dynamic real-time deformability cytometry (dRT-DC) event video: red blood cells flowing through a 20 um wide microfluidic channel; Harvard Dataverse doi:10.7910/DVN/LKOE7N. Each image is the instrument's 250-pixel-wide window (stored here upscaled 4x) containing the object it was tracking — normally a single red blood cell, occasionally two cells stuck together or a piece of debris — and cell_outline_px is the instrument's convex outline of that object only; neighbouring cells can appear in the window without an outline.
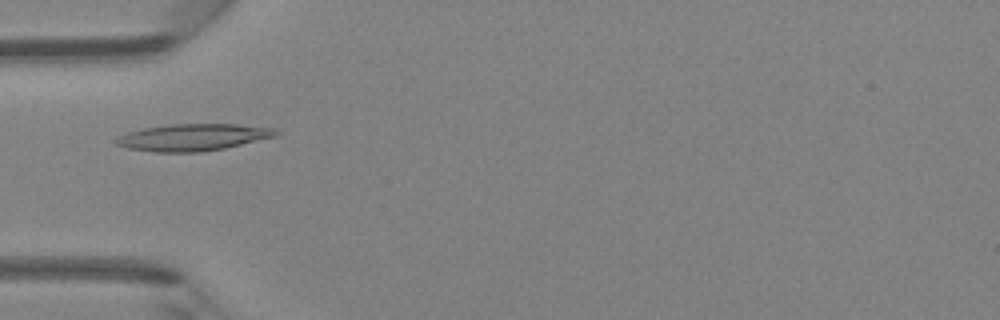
{"species": "Egyptian fruit bat (a non-hibernating species)", "species_latin": "Rousettus aegyptiacus", "temperature_condition": "room temperature", "stored_images_in_passage": 47, "camera_frame_rate_fps": 3000, "um_per_image_px": 0.085, "animal": {"sex": "female"}, "frame": {"image": 1, "passage_image": 15, "time_ms": 4.667, "image_size_px": [1000, 320], "cell_outline_px": [[280, 132], [276, 136], [224, 148], [200, 152], [152, 152], [128, 148], [116, 144], [112, 140], [116, 136], [128, 132], [144, 128], [168, 124], [236, 124], [276, 128]], "centroid_in_image_um": [16.37, 11.66], "position_along_channel_um": 68.6, "area_um2": 25.14}}
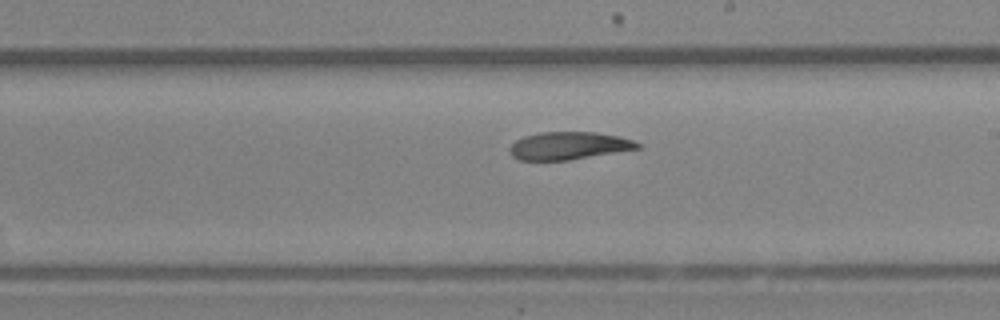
{"frame": {"image": 2, "passage_image": 27, "time_ms": 8.667, "image_size_px": [1000, 320], "cell_outline_px": [[640, 148], [568, 160], [520, 160], [512, 156], [508, 152], [508, 148], [516, 140], [524, 136], [540, 132], [592, 132], [620, 136], [632, 140], [640, 144]], "centroid_in_image_um": [48.3, 12.38], "position_along_channel_um": 240.7, "area_um2": 20.52}}
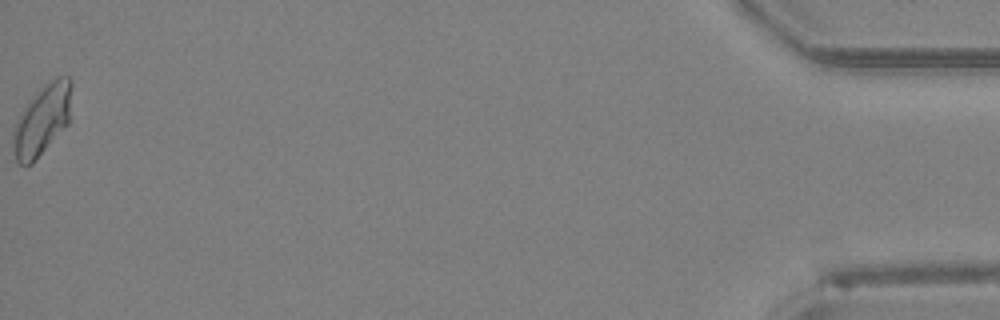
{"frame": {"image": 3, "passage_image": 47, "time_ms": 15.333, "image_size_px": [1000, 320], "cell_outline_px": [[72, 84], [68, 124], [32, 164], [20, 164], [16, 160], [12, 144], [12, 128], [24, 108], [44, 84], [60, 76], [68, 76], [72, 80]], "centroid_in_image_um": [3.58, 10.21], "position_along_channel_um": 431.6, "area_um2": 23.76}, "authors_computed_cell_mechanics": {"area_um2": 22.253, "velocity_mm_per_s": 4.3283, "shape_relaxation_time_tau1_ms": null, "shape_relaxation_time_tau2_ms": 5.8924, "deformation_change_tau1": null, "deformation_change_tau2": 0.1333}}